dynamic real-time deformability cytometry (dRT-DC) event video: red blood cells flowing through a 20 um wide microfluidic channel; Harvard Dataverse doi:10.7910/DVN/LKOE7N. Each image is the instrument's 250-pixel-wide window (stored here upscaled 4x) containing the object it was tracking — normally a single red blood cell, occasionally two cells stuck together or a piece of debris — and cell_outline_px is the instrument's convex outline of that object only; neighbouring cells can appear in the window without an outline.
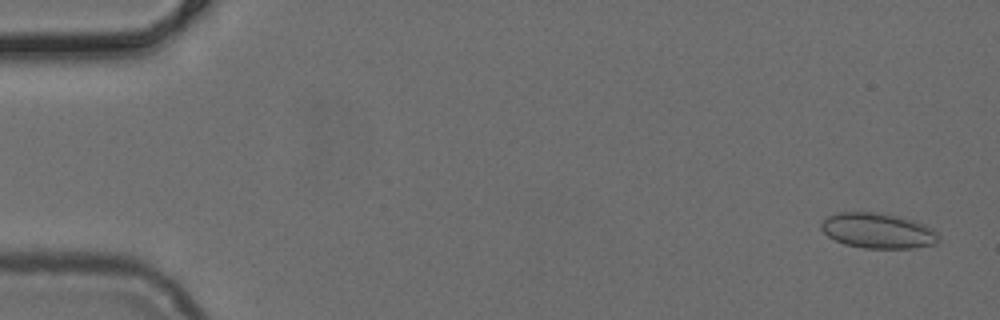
{"species": "common noctule bat (a hibernating species)", "species_latin": "Nyctalus noctula", "temperature_condition": "cold", "stored_images_in_passage": 51, "camera_frame_rate_fps": 3000, "um_per_image_px": 0.085, "animal": {"sex": "female", "body_mass_g": 24.6, "forearm_length_mm": 56.2}, "frame": {"image": 1, "passage_image": 2, "time_ms": 0.333, "image_size_px": [1000, 320], "cell_outline_px": [[940, 240], [936, 244], [912, 248], [864, 248], [844, 244], [828, 236], [820, 228], [820, 224], [828, 216], [840, 212], [876, 212], [900, 216], [924, 224], [932, 228], [940, 236]], "centroid_in_image_um": [74.64, 19.61], "position_along_channel_um": 10.4, "area_um2": 24.22}}
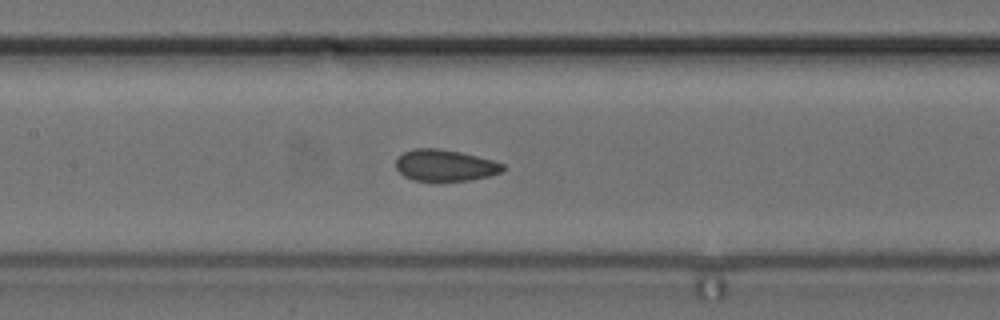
{"frame": {"image": 2, "passage_image": 24, "time_ms": 7.667, "image_size_px": [1000, 320], "cell_outline_px": [[508, 168], [504, 172], [492, 176], [468, 180], [416, 180], [404, 176], [396, 168], [396, 156], [404, 152], [416, 148], [436, 148], [460, 152], [492, 160], [504, 164]], "centroid_in_image_um": [37.87, 14.05], "position_along_channel_um": 169.5, "area_um2": 19.65}}
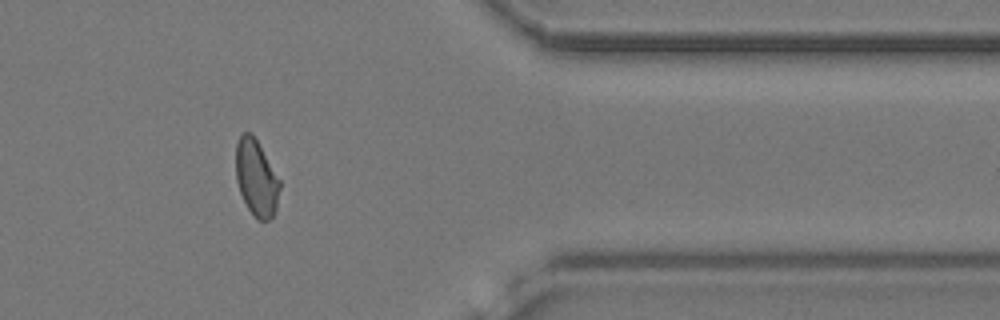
{"frame": {"image": 3, "passage_image": 42, "time_ms": 13.667, "image_size_px": [1000, 320], "cell_outline_px": [[280, 188], [276, 212], [268, 220], [256, 220], [248, 208], [240, 192], [236, 180], [236, 144], [240, 136], [244, 132], [252, 132], [280, 180]], "centroid_in_image_um": [21.79, 15.13], "position_along_channel_um": 389.6, "area_um2": 19.54}}